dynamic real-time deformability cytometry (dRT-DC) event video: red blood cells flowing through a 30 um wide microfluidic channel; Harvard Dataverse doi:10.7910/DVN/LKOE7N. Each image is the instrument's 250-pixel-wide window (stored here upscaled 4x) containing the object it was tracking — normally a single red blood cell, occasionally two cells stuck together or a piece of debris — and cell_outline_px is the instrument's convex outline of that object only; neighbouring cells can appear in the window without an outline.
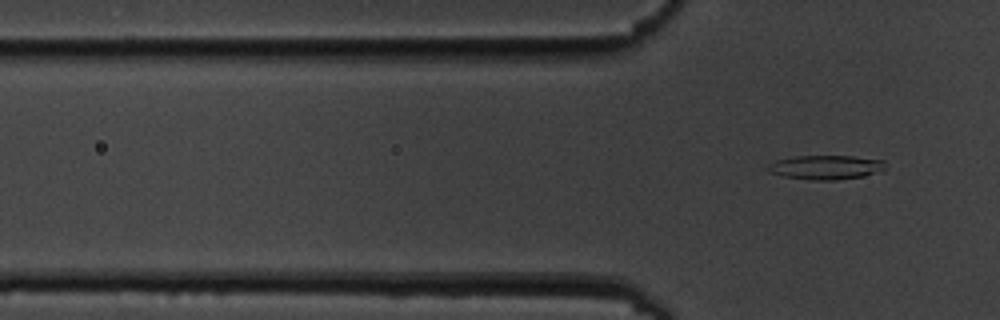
{"species": "common noctule bat (a hibernating species)", "species_latin": "Nyctalus noctula", "temperature_condition": "cold", "stored_images_in_passage": 3, "camera_frame_rate_fps": 3000, "um_per_image_px": 0.085, "animal": {"sex": "male", "body_mass_g": 19.5, "forearm_length_mm": 54.6}, "frame": {"image": 1, "passage_image": 3, "time_ms": 2.333, "image_size_px": [1000, 320], "cell_outline_px": [[884, 168], [864, 176], [836, 180], [812, 180], [784, 176], [768, 172], [764, 168], [768, 164], [776, 160], [796, 156], [852, 156], [884, 160]], "centroid_in_image_um": [70.12, 14.22], "position_along_channel_um": 55.7, "area_um2": 16.47}}